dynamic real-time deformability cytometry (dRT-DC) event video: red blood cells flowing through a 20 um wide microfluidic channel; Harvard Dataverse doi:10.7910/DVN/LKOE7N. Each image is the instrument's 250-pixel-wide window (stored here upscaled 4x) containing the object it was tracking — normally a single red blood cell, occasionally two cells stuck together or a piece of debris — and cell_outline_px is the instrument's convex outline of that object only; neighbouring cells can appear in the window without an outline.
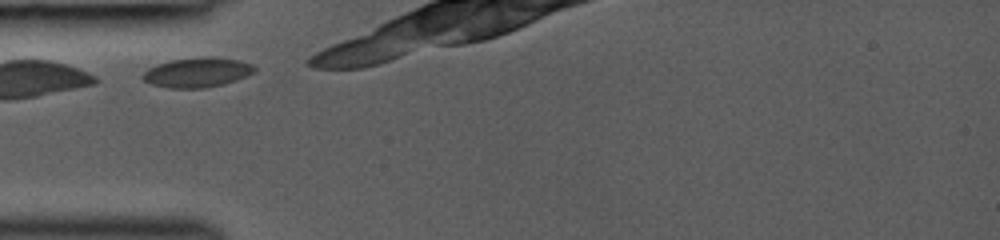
{"species": "common noctule bat (a hibernating species)", "species_latin": "Nyctalus noctula", "temperature_condition": "room temperature", "stored_images_in_passage": 3, "camera_frame_rate_fps": 3000, "um_per_image_px": 0.085, "animal": {"sex": "female", "body_mass_g": 19.0, "forearm_length_mm": 53.3}, "frame": {"image": 1, "passage_image": 1, "time_ms": 0.0, "image_size_px": [1000, 240], "cell_outline_px": [[256, 72], [236, 80], [224, 84], [204, 88], [168, 88], [152, 84], [144, 80], [140, 76], [148, 68], [156, 64], [172, 60], [204, 56], [240, 60], [252, 64], [256, 68]], "centroid_in_image_um": [16.77, 6.15], "position_along_channel_um": 68.2, "area_um2": 19.42}}